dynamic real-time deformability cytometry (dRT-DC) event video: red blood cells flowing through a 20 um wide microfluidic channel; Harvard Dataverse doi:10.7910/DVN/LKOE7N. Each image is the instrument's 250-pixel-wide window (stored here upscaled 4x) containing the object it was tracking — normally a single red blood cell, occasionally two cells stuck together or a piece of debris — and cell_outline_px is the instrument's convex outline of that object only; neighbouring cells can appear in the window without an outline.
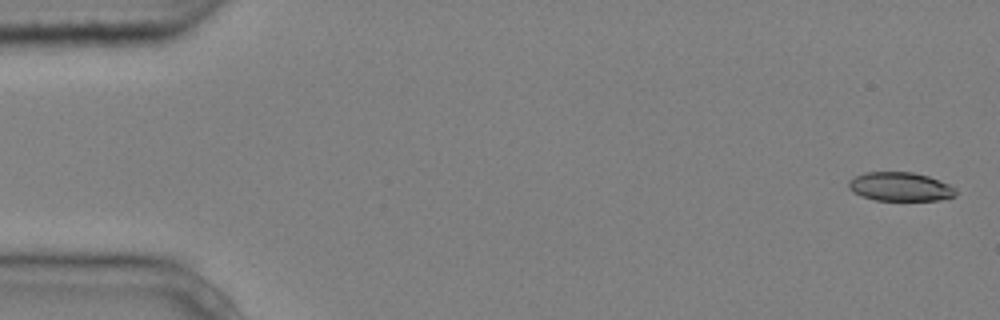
{"species": "common noctule bat (a hibernating species)", "species_latin": "Nyctalus noctula", "temperature_condition": "cold", "stored_images_in_passage": 5, "camera_frame_rate_fps": 3000, "um_per_image_px": 0.085, "animal": {"sex": "male", "body_mass_g": 20.4}, "frame": {"image": 1, "passage_image": 1, "time_ms": 0.0, "image_size_px": [1000, 320], "cell_outline_px": [[956, 196], [940, 200], [876, 200], [860, 196], [852, 192], [848, 188], [848, 180], [864, 172], [912, 172], [928, 176], [948, 184], [956, 188]], "centroid_in_image_um": [76.49, 15.87], "position_along_channel_um": 8.5, "area_um2": 18.09}}
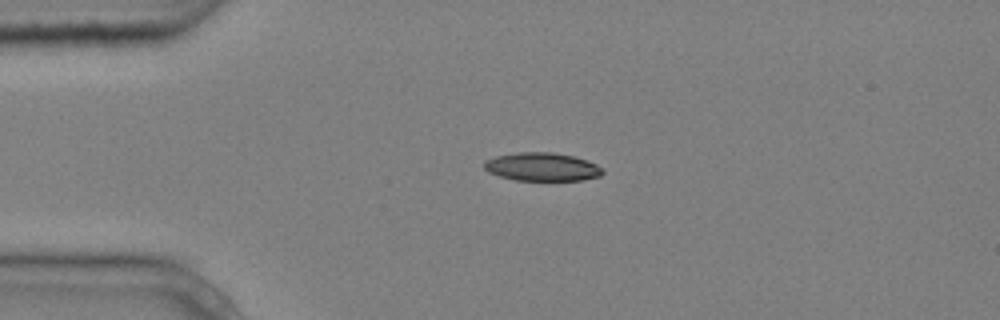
{"frame": {"image": 2, "passage_image": 4, "time_ms": 1.0, "image_size_px": [1000, 320], "cell_outline_px": [[604, 172], [600, 176], [584, 180], [516, 180], [500, 176], [488, 172], [484, 168], [484, 160], [496, 156], [516, 152], [552, 152], [572, 156], [588, 160], [596, 164]], "centroid_in_image_um": [46.06, 14.18], "position_along_channel_um": 38.9, "area_um2": 19.54}}